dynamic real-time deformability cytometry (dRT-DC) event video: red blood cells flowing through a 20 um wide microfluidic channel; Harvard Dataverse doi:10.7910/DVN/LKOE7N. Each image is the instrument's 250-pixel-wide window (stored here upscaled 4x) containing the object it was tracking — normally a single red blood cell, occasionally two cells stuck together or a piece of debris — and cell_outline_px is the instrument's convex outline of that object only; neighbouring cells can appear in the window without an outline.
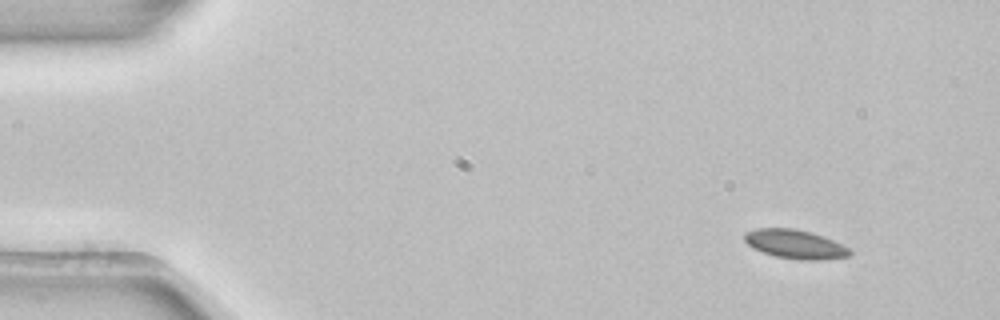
{"species": "common noctule bat (a hibernating species)", "species_latin": "Nyctalus noctula", "temperature_condition": "room temperature", "stored_images_in_passage": 3, "camera_frame_rate_fps": 3000, "um_per_image_px": 0.085, "animal": {"sex": "female", "body_mass_g": 22.7, "forearm_length_mm": 54.2}, "frame": {"image": 1, "passage_image": 1, "time_ms": 0.0, "image_size_px": [1000, 320], "cell_outline_px": [[852, 252], [848, 256], [824, 260], [800, 260], [776, 256], [752, 248], [744, 240], [744, 232], [756, 228], [796, 228], [812, 232], [832, 240], [848, 248]], "centroid_in_image_um": [67.56, 20.75], "position_along_channel_um": 17.4, "area_um2": 17.74}}